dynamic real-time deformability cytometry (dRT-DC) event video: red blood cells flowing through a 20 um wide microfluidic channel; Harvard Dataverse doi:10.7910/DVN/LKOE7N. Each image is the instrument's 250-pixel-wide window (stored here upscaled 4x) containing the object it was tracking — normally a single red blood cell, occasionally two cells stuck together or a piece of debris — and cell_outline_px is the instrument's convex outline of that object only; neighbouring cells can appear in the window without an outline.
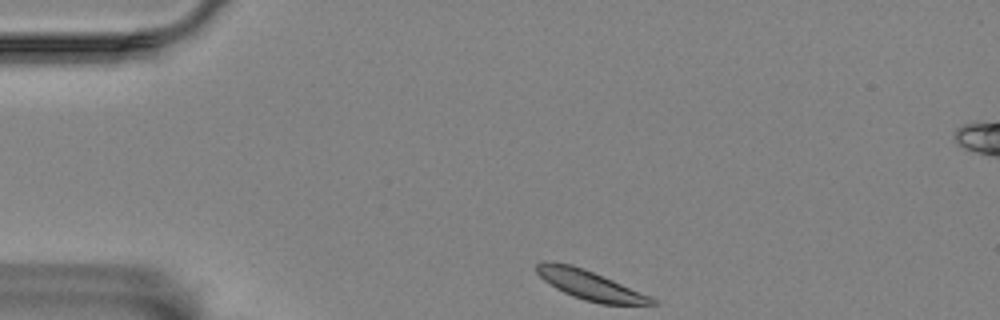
{"species": "Egyptian fruit bat (a non-hibernating species)", "species_latin": "Rousettus aegyptiacus", "temperature_condition": "room temperature", "stored_images_in_passage": 45, "camera_frame_rate_fps": 3000, "um_per_image_px": 0.085, "animal": {"sex": "female"}, "frame": {"image": 1, "passage_image": 1, "time_ms": 0.0, "image_size_px": [1000, 320], "cell_outline_px": [[660, 304], [600, 304], [584, 300], [572, 296], [556, 288], [544, 280], [536, 272], [536, 264], [544, 260], [552, 260], [572, 264], [584, 268], [652, 296]], "centroid_in_image_um": [50.13, 24.21], "position_along_channel_um": 34.9, "area_um2": 19.88}}
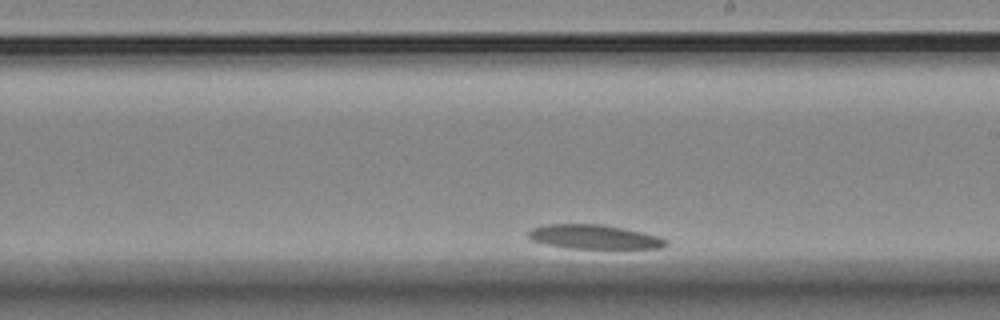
{"frame": {"image": 2, "passage_image": 28, "time_ms": 9.0, "image_size_px": [1000, 320], "cell_outline_px": [[668, 244], [660, 248], [572, 248], [544, 244], [528, 240], [528, 232], [532, 228], [548, 224], [600, 224], [624, 228], [660, 236], [668, 240]], "centroid_in_image_um": [50.49, 20.13], "position_along_channel_um": 238.5, "area_um2": 19.42}}
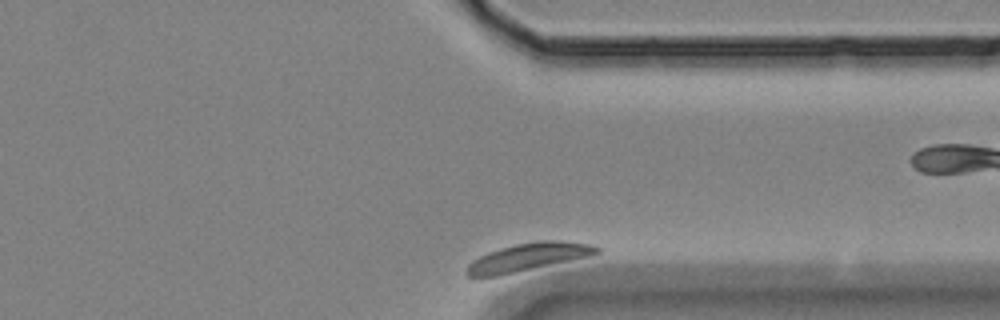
{"frame": {"image": 3, "passage_image": 44, "time_ms": 14.333, "image_size_px": [1000, 320], "cell_outline_px": [[600, 252], [588, 256], [496, 276], [468, 276], [464, 272], [468, 264], [472, 260], [488, 252], [500, 248], [516, 244], [540, 240], [564, 240], [592, 244], [600, 248]], "centroid_in_image_um": [44.88, 21.83], "position_along_channel_um": 366.5, "area_um2": 20.81}}